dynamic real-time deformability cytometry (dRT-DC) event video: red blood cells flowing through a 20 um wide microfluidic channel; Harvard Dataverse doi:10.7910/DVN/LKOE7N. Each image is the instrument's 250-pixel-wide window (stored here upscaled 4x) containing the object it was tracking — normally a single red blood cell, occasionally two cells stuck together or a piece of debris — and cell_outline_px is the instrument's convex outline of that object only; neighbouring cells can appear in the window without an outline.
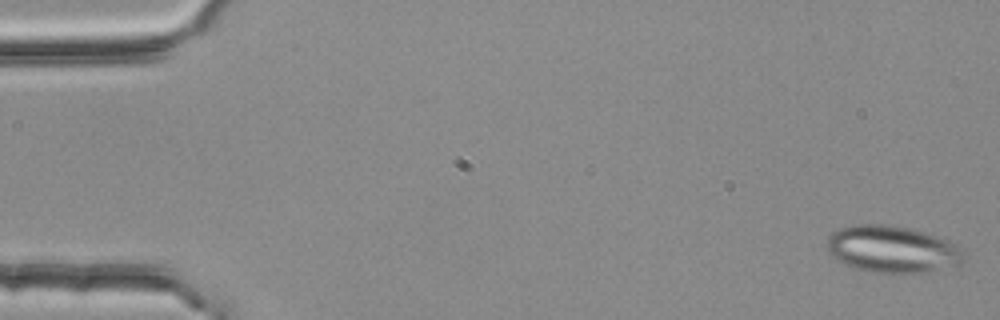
{"species": "common noctule bat (a hibernating species)", "species_latin": "Nyctalus noctula", "temperature_condition": "room temperature", "stored_images_in_passage": 52, "camera_frame_rate_fps": 3000, "um_per_image_px": 0.085, "animal": {"sex": "female", "body_mass_g": 25.1}, "frame": {"image": 1, "passage_image": 1, "time_ms": 0.0, "image_size_px": [1000, 320], "cell_outline_px": [[964, 260], [960, 264], [936, 272], [872, 272], [852, 268], [836, 260], [828, 252], [828, 236], [832, 232], [840, 228], [852, 224], [892, 224], [924, 232], [948, 240], [964, 248]], "centroid_in_image_um": [75.87, 21.18], "position_along_channel_um": 9.1, "area_um2": 37.92}}
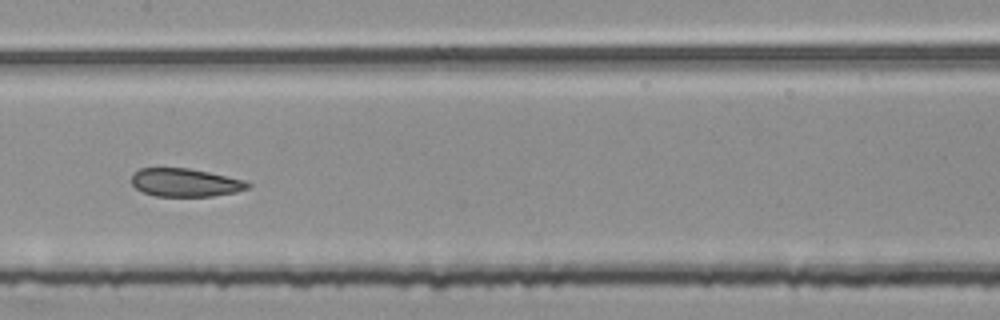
{"frame": {"image": 2, "passage_image": 27, "time_ms": 8.667, "image_size_px": [1000, 320], "cell_outline_px": [[252, 184], [248, 188], [236, 192], [212, 196], [156, 196], [144, 192], [136, 188], [132, 184], [132, 176], [140, 168], [188, 168], [208, 172], [244, 180]], "centroid_in_image_um": [15.76, 15.52], "position_along_channel_um": 191.6, "area_um2": 18.9}}
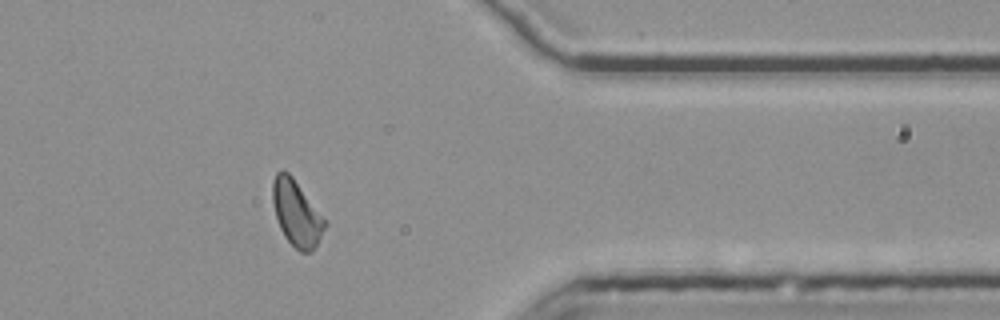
{"frame": {"image": 3, "passage_image": 44, "time_ms": 14.333, "image_size_px": [1000, 320], "cell_outline_px": [[328, 224], [312, 252], [300, 252], [284, 236], [280, 228], [276, 216], [272, 200], [272, 180], [276, 172], [280, 168], [284, 168], [292, 176], [328, 220]], "centroid_in_image_um": [25.22, 18.08], "position_along_channel_um": 386.2, "area_um2": 20.4}, "authors_computed_cell_mechanics": {"area_um2": 20.4034, "velocity_mm_per_s": 3.7623, "shape_relaxation_time_tau1_ms": null, "shape_relaxation_time_tau2_ms": 2.5465, "deformation_change_tau1": null, "deformation_change_tau2": 0.0785}}